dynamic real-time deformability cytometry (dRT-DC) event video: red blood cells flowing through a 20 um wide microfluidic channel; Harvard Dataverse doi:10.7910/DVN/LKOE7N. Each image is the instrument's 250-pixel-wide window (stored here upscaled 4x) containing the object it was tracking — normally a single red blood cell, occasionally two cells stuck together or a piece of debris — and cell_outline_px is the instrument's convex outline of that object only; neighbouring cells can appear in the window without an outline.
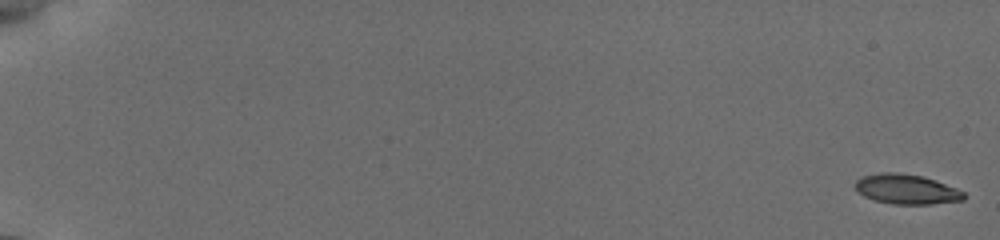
{"species": "common noctule bat (a hibernating species)", "species_latin": "Nyctalus noctula", "temperature_condition": "cold", "stored_images_in_passage": 60, "camera_frame_rate_fps": 3000, "um_per_image_px": 0.085, "animal": {"sex": "female", "body_mass_g": 19.5, "forearm_length_mm": 54.1}, "frame": {"image": 1, "passage_image": 1, "time_ms": 0.0, "image_size_px": [1000, 240], "cell_outline_px": [[968, 196], [964, 200], [928, 204], [896, 204], [876, 200], [864, 196], [856, 188], [856, 180], [864, 176], [880, 172], [900, 172], [924, 176], [936, 180], [956, 188], [964, 192]], "centroid_in_image_um": [77.11, 16.07], "position_along_channel_um": 7.9, "area_um2": 18.84}}
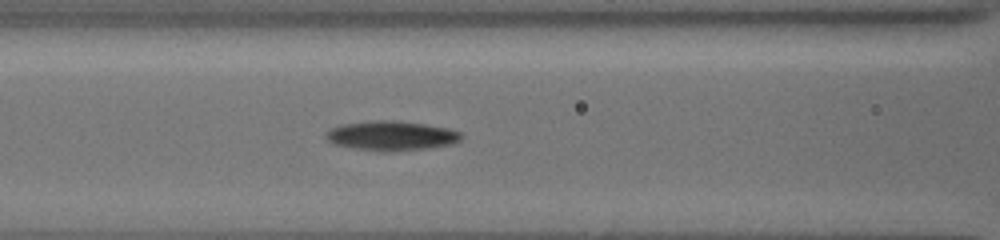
{"frame": {"image": 2, "passage_image": 21, "time_ms": 8.667, "image_size_px": [1000, 240], "cell_outline_px": [[464, 136], [460, 140], [452, 144], [428, 148], [392, 152], [384, 152], [352, 148], [336, 144], [328, 140], [324, 136], [332, 128], [340, 124], [368, 120], [396, 120], [428, 124], [448, 128], [460, 132]], "centroid_in_image_um": [33.29, 11.53], "position_along_channel_um": 133.3, "area_um2": 23.64}}
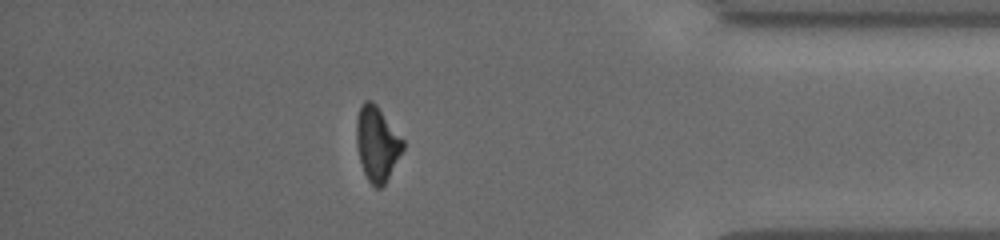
{"frame": {"image": 3, "passage_image": 49, "time_ms": 16.333, "image_size_px": [1000, 240], "cell_outline_px": [[404, 148], [384, 184], [380, 188], [376, 188], [368, 180], [364, 172], [360, 160], [356, 144], [356, 120], [360, 108], [364, 100], [372, 100], [376, 104], [404, 140]], "centroid_in_image_um": [32.04, 12.19], "position_along_channel_um": 403.2, "area_um2": 20.0}}